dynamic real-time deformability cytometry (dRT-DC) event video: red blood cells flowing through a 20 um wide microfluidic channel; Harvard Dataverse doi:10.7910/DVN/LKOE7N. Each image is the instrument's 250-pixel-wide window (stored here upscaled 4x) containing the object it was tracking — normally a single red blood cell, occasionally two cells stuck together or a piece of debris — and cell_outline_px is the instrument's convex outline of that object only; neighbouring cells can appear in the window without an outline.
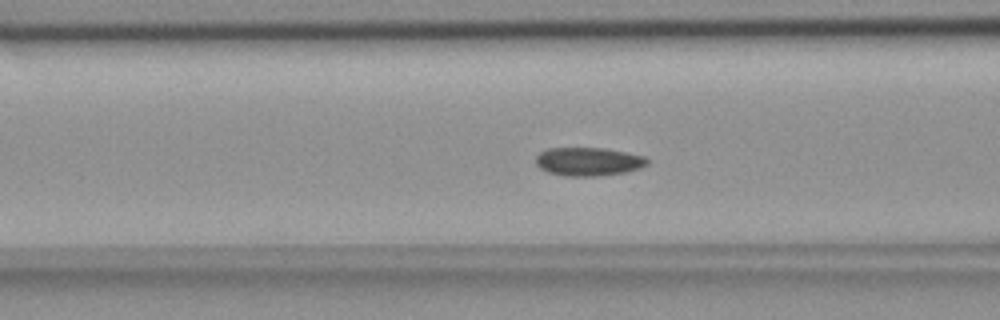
{"species": "common noctule bat (a hibernating species)", "species_latin": "Nyctalus noctula", "temperature_condition": "room temperature", "stored_images_in_passage": 56, "camera_frame_rate_fps": 3000, "um_per_image_px": 0.085, "animal": {"sex": "female", "body_mass_g": 18.4}, "frame": {"image": 1, "passage_image": 22, "time_ms": 7.0, "image_size_px": [1000, 320], "cell_outline_px": [[648, 164], [640, 168], [624, 172], [600, 176], [564, 176], [548, 172], [540, 168], [536, 164], [536, 156], [540, 152], [548, 148], [604, 148], [644, 156], [648, 160]], "centroid_in_image_um": [49.99, 13.74], "position_along_channel_um": 116.6, "area_um2": 18.44}}
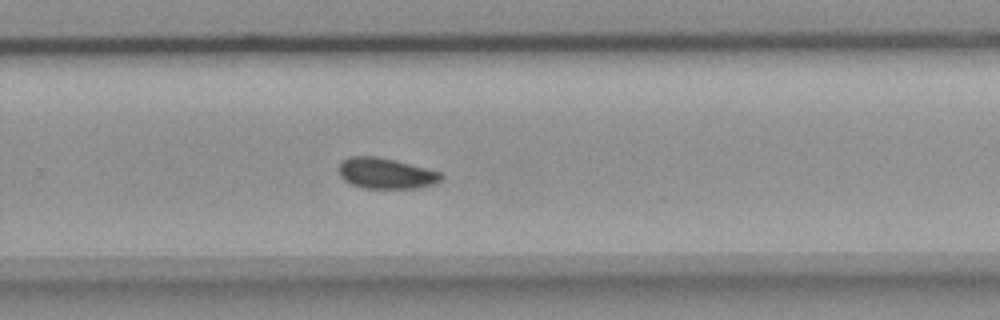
{"frame": {"image": 2, "passage_image": 37, "time_ms": 12.0, "image_size_px": [1000, 320], "cell_outline_px": [[444, 176], [436, 184], [416, 188], [364, 188], [352, 184], [344, 180], [340, 176], [336, 168], [340, 160], [348, 156], [376, 156], [396, 160], [440, 172]], "centroid_in_image_um": [32.75, 14.72], "position_along_channel_um": 297.1, "area_um2": 18.61}}
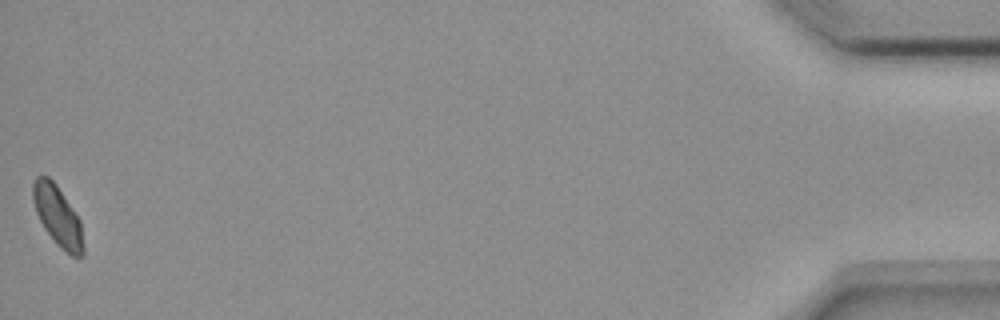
{"frame": {"image": 3, "passage_image": 56, "time_ms": 18.333, "image_size_px": [1000, 320], "cell_outline_px": [[84, 252], [80, 256], [72, 256], [60, 248], [56, 244], [44, 228], [36, 212], [32, 200], [32, 184], [36, 176], [48, 176], [56, 184], [80, 220], [84, 248]], "centroid_in_image_um": [4.88, 18.36], "position_along_channel_um": 430.3, "area_um2": 17.57}, "authors_computed_cell_mechanics": {"area_um2": 18.3226, "velocity_mm_per_s": 3.6251, "shape_relaxation_time_tau1_ms": 5.9088, "shape_relaxation_time_tau2_ms": 5.8716, "deformation_change_tau1": 0.0786, "deformation_change_tau2": 0.0532}}